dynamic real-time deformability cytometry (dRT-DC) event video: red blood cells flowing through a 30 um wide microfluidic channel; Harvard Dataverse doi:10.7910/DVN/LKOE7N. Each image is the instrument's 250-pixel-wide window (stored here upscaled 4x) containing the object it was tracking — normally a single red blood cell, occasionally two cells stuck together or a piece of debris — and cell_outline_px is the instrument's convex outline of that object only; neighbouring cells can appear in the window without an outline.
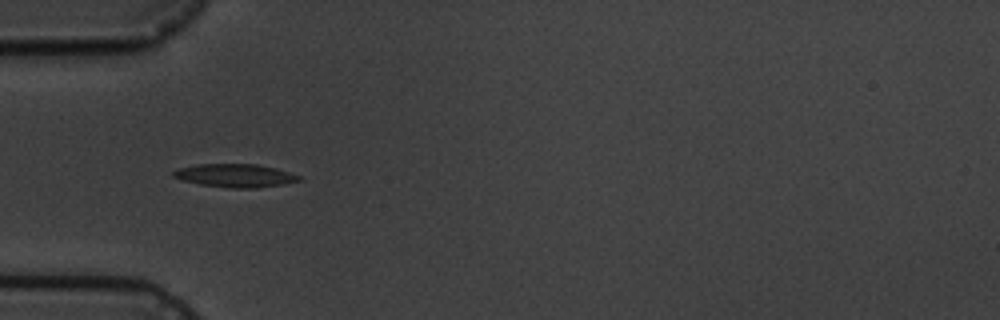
{"species": "common noctule bat (a hibernating species)", "species_latin": "Nyctalus noctula", "temperature_condition": "cold", "stored_images_in_passage": 6, "camera_frame_rate_fps": 3000, "um_per_image_px": 0.085, "animal": {"sex": "male", "body_mass_g": 19.5, "forearm_length_mm": 54.6}, "frame": {"image": 1, "passage_image": 5, "time_ms": 4.667, "image_size_px": [1000, 320], "cell_outline_px": [[304, 180], [284, 184], [256, 188], [232, 188], [200, 184], [180, 180], [172, 176], [172, 172], [176, 168], [196, 164], [256, 164], [276, 168], [300, 176]], "centroid_in_image_um": [19.97, 14.92], "position_along_channel_um": 65.0, "area_um2": 17.17}}
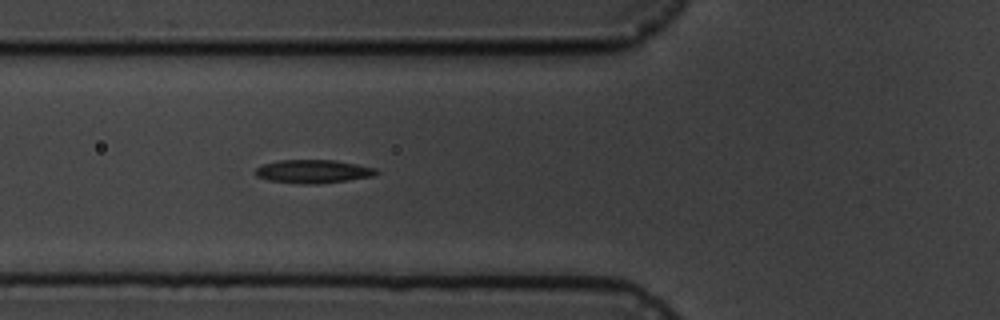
{"frame": {"image": 2, "passage_image": 6, "time_ms": 5.667, "image_size_px": [1000, 320], "cell_outline_px": [[380, 172], [372, 176], [348, 180], [316, 184], [304, 184], [268, 180], [256, 176], [252, 172], [256, 168], [264, 164], [280, 160], [336, 160], [376, 168]], "centroid_in_image_um": [26.6, 14.57], "position_along_channel_um": 99.2, "area_um2": 16.47}}